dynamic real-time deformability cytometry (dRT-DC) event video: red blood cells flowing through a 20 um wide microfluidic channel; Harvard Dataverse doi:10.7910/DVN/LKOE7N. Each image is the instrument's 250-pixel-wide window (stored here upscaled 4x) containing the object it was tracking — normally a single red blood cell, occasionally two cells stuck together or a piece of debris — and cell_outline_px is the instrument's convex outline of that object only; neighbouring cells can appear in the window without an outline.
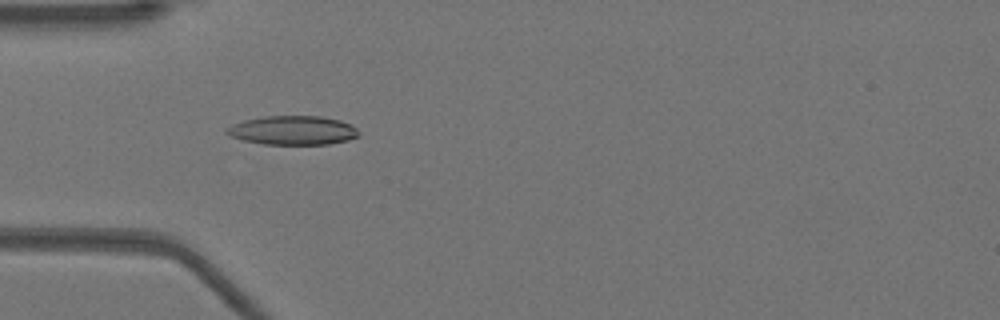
{"species": "Egyptian fruit bat (a non-hibernating species)", "species_latin": "Rousettus aegyptiacus", "temperature_condition": "warm", "stored_images_in_passage": 45, "camera_frame_rate_fps": 3000, "um_per_image_px": 0.085, "animal": {"sex": "female"}, "frame": {"image": 1, "passage_image": 9, "time_ms": 2.667, "image_size_px": [1000, 320], "cell_outline_px": [[360, 136], [348, 140], [328, 144], [264, 144], [244, 140], [228, 136], [224, 132], [224, 128], [232, 124], [244, 120], [264, 116], [320, 116], [340, 120], [352, 124], [360, 132]], "centroid_in_image_um": [24.88, 11.07], "position_along_channel_um": 60.1, "area_um2": 22.54}}
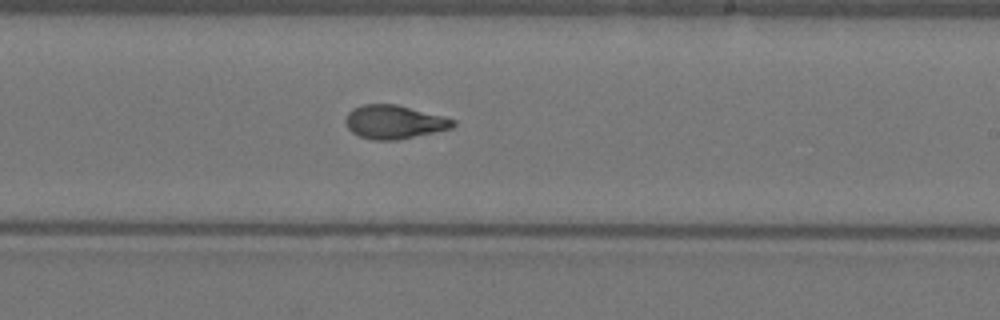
{"frame": {"image": 2, "passage_image": 24, "time_ms": 7.667, "image_size_px": [1000, 320], "cell_outline_px": [[456, 124], [452, 128], [436, 132], [396, 140], [372, 140], [360, 136], [352, 132], [348, 128], [344, 120], [348, 112], [352, 108], [364, 104], [396, 104], [444, 116], [456, 120]], "centroid_in_image_um": [33.51, 10.36], "position_along_channel_um": 255.5, "area_um2": 21.15}}
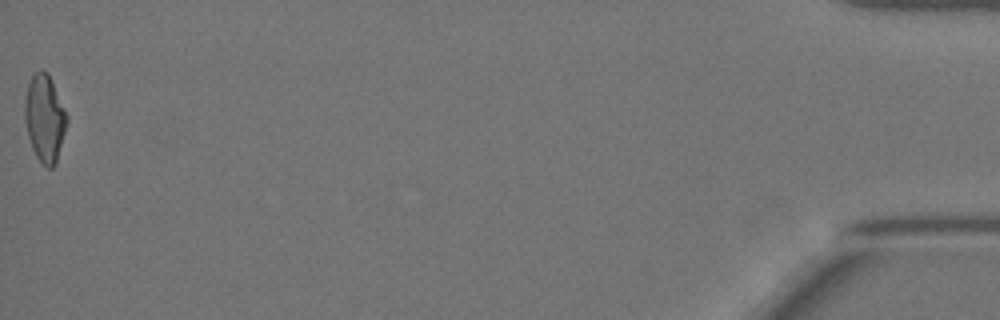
{"frame": {"image": 3, "passage_image": 45, "time_ms": 14.667, "image_size_px": [1000, 320], "cell_outline_px": [[68, 120], [56, 164], [52, 168], [48, 168], [36, 156], [32, 148], [28, 136], [24, 116], [24, 100], [28, 84], [32, 76], [36, 72], [48, 72], [68, 116]], "centroid_in_image_um": [3.8, 10.06], "position_along_channel_um": 431.4, "area_um2": 21.21}, "authors_computed_cell_mechanics": {"area_um2": 20.9236, "velocity_mm_per_s": 3.9414, "shape_relaxation_time_tau1_ms": 10.1779, "shape_relaxation_time_tau2_ms": 1.612, "deformation_change_tau1": 0.2923, "deformation_change_tau2": 0.0649}}